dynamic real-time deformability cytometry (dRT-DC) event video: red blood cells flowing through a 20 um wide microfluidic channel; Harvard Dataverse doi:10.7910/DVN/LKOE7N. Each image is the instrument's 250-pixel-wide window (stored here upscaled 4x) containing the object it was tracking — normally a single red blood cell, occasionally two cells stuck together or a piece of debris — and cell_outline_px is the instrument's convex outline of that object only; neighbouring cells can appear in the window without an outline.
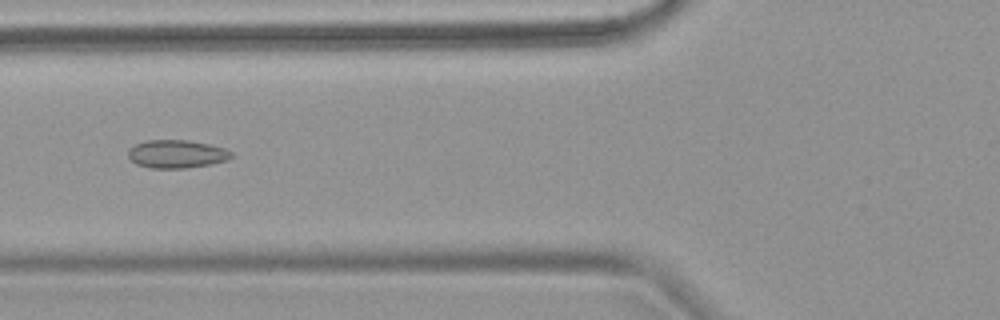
{"species": "common noctule bat (a hibernating species)", "species_latin": "Nyctalus noctula", "temperature_condition": "warm", "stored_images_in_passage": 9, "camera_frame_rate_fps": 3000, "um_per_image_px": 0.085, "animal": {"sex": "female", "body_mass_g": 18.4}, "frame": {"image": 1, "passage_image": 6, "time_ms": 7.0, "image_size_px": [1000, 320], "cell_outline_px": [[232, 156], [228, 160], [212, 164], [188, 168], [152, 168], [136, 164], [128, 156], [128, 148], [144, 140], [188, 140], [208, 144], [224, 148], [232, 152]], "centroid_in_image_um": [15.01, 13.09], "position_along_channel_um": 110.8, "area_um2": 16.99}}
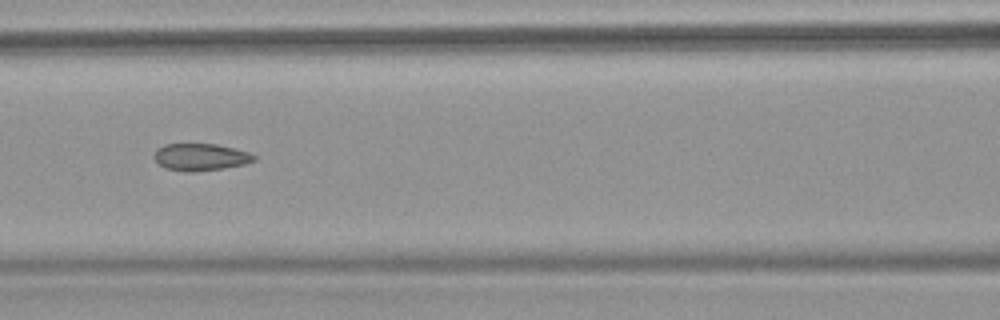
{"frame": {"image": 2, "passage_image": 7, "time_ms": 8.0, "image_size_px": [1000, 320], "cell_outline_px": [[256, 160], [244, 164], [224, 168], [196, 172], [188, 172], [164, 168], [152, 156], [156, 148], [164, 144], [216, 144], [248, 152], [256, 156]], "centroid_in_image_um": [17.01, 13.35], "position_along_channel_um": 149.6, "area_um2": 15.84}}
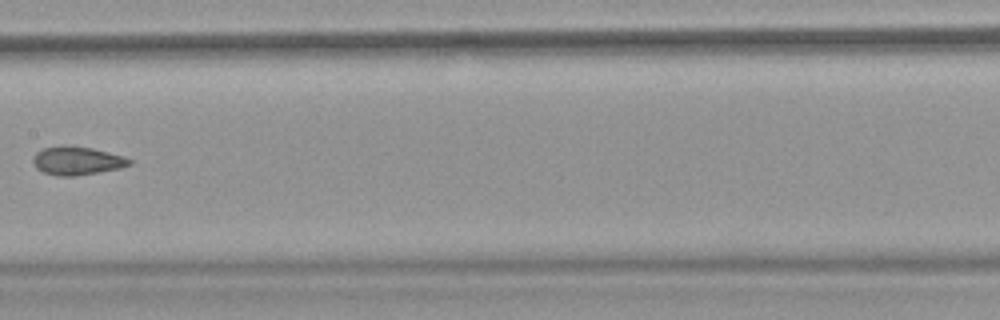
{"frame": {"image": 3, "passage_image": 8, "time_ms": 9.333, "image_size_px": [1000, 320], "cell_outline_px": [[132, 164], [120, 168], [76, 176], [56, 176], [44, 172], [36, 168], [32, 160], [32, 156], [36, 152], [44, 148], [92, 148], [124, 156], [132, 160]], "centroid_in_image_um": [6.57, 13.7], "position_along_channel_um": 200.8, "area_um2": 15.43}}